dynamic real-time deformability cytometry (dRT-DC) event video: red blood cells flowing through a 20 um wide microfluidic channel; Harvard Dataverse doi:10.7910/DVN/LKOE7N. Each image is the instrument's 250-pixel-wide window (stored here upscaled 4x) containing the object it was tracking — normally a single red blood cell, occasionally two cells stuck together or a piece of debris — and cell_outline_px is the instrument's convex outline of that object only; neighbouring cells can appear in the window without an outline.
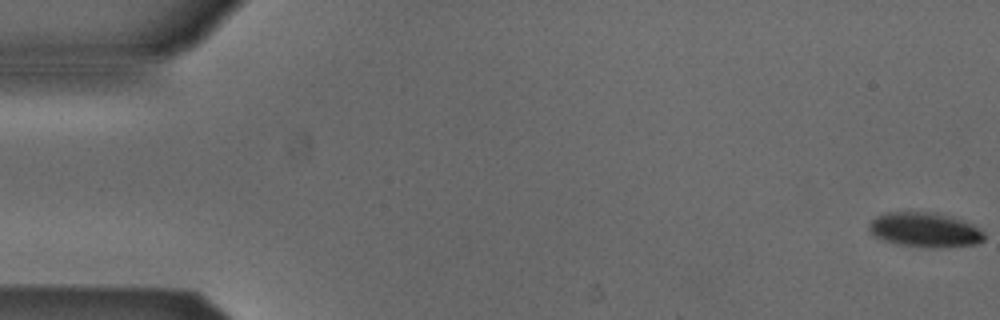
{"species": "Egyptian fruit bat (a non-hibernating species)", "species_latin": "Rousettus aegyptiacus", "temperature_condition": "cold", "stored_images_in_passage": 6, "camera_frame_rate_fps": 3000, "um_per_image_px": 0.085, "animal": {"sex": "male"}, "frame": {"image": 1, "passage_image": 1, "time_ms": 0.0, "image_size_px": [1000, 320], "cell_outline_px": [[984, 240], [976, 244], [932, 248], [904, 244], [888, 240], [876, 236], [868, 228], [868, 224], [876, 216], [888, 212], [936, 212], [952, 216], [964, 220], [972, 224], [984, 232]], "centroid_in_image_um": [78.67, 19.51], "position_along_channel_um": 6.3, "area_um2": 22.95}}